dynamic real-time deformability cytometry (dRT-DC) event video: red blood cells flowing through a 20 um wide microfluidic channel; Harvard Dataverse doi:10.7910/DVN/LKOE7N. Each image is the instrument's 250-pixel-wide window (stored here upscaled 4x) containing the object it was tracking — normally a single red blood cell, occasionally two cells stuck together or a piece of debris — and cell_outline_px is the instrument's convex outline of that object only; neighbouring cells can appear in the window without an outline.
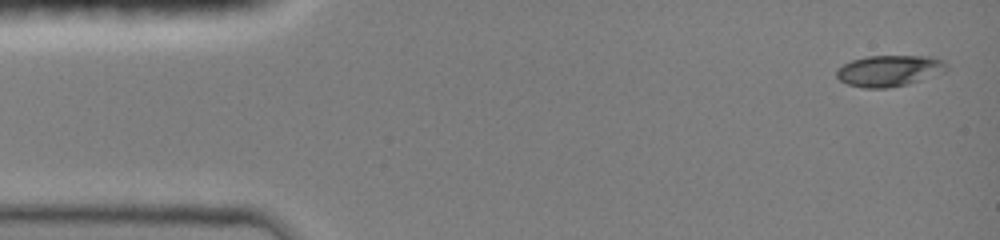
{"species": "common noctule bat (a hibernating species)", "species_latin": "Nyctalus noctula", "temperature_condition": "room temperature", "stored_images_in_passage": 46, "camera_frame_rate_fps": 3000, "um_per_image_px": 0.085, "animal": {"sex": "female", "body_mass_g": 19.0, "forearm_length_mm": 51.5}, "frame": {"image": 1, "passage_image": 1, "time_ms": 0.0, "image_size_px": [1000, 240], "cell_outline_px": [[948, 68], [944, 72], [908, 84], [888, 88], [864, 88], [848, 84], [840, 80], [836, 76], [836, 72], [844, 64], [852, 60], [868, 56], [932, 56], [940, 60]], "centroid_in_image_um": [75.57, 6.02], "position_along_channel_um": 9.4, "area_um2": 19.77}}
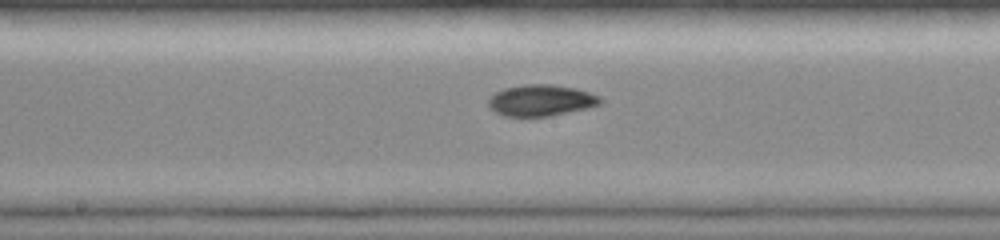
{"frame": {"image": 2, "passage_image": 24, "time_ms": 7.333, "image_size_px": [1000, 240], "cell_outline_px": [[604, 100], [600, 104], [588, 108], [548, 116], [504, 116], [496, 112], [488, 104], [488, 100], [496, 92], [504, 88], [524, 84], [552, 84], [576, 88], [600, 96]], "centroid_in_image_um": [46.02, 8.52], "position_along_channel_um": 202.2, "area_um2": 20.35}}
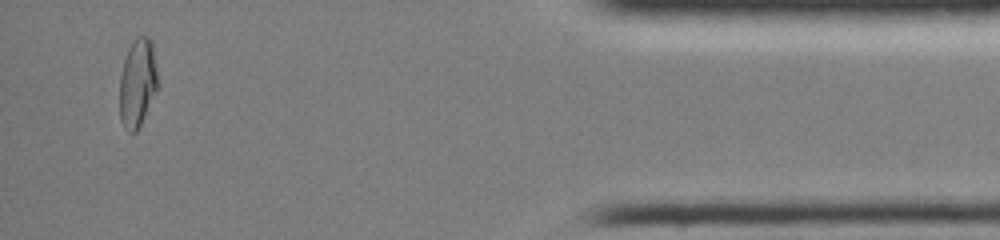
{"frame": {"image": 3, "passage_image": 44, "time_ms": 14.0, "image_size_px": [1000, 240], "cell_outline_px": [[160, 84], [136, 132], [128, 132], [120, 120], [120, 76], [124, 60], [128, 48], [132, 40], [136, 36], [148, 36], [152, 40]], "centroid_in_image_um": [11.72, 6.99], "position_along_channel_um": 423.5, "area_um2": 19.94}, "authors_computed_cell_mechanics": {"area_um2": 19.5364, "velocity_mm_per_s": 4.1171, "shape_relaxation_time_tau1_ms": null, "shape_relaxation_time_tau2_ms": 2.4645, "deformation_change_tau1": null, "deformation_change_tau2": 0.0473}}